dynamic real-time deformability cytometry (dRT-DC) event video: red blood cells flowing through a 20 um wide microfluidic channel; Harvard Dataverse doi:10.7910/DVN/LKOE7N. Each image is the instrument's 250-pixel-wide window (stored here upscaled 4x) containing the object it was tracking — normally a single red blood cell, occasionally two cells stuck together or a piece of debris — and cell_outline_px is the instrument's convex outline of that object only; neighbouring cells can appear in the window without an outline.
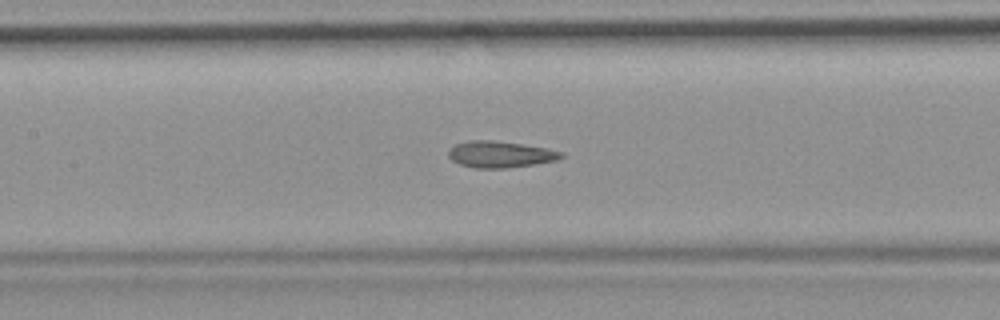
{"species": "common noctule bat (a hibernating species)", "species_latin": "Nyctalus noctula", "temperature_condition": "room temperature", "stored_images_in_passage": 54, "camera_frame_rate_fps": 3000, "um_per_image_px": 0.085, "animal": {"sex": "female", "body_mass_g": 19.9}, "frame": {"image": 1, "passage_image": 24, "time_ms": 7.667, "image_size_px": [1000, 320], "cell_outline_px": [[564, 156], [556, 160], [536, 164], [508, 168], [476, 168], [460, 164], [452, 160], [448, 156], [448, 152], [456, 144], [468, 140], [492, 140], [548, 148], [564, 152]], "centroid_in_image_um": [42.54, 13.12], "position_along_channel_um": 164.9, "area_um2": 17.34}, "authors_computed_cell_mechanics": {"area_um2": 17.8602, "velocity_mm_per_s": 3.765, "shape_relaxation_time_tau1_ms": null, "shape_relaxation_time_tau2_ms": 2.5207, "deformation_change_tau1": null, "deformation_change_tau2": 0.1207}}